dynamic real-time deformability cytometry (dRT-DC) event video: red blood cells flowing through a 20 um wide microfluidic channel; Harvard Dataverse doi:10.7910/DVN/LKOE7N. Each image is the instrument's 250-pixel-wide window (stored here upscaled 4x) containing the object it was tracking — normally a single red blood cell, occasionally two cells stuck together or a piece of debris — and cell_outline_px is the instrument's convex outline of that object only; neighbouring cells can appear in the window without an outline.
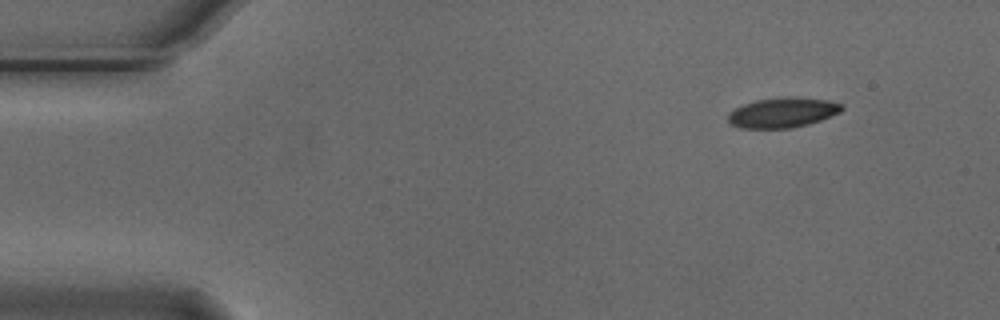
{"species": "Egyptian fruit bat (a non-hibernating species)", "species_latin": "Rousettus aegyptiacus", "temperature_condition": "cold", "stored_images_in_passage": 50, "camera_frame_rate_fps": 3000, "um_per_image_px": 0.085, "animal": {"sex": "male"}, "frame": {"image": 1, "passage_image": 1, "time_ms": 0.0, "image_size_px": [1000, 320], "cell_outline_px": [[844, 108], [840, 112], [820, 120], [808, 124], [792, 128], [740, 128], [728, 124], [728, 112], [744, 104], [756, 100], [788, 96], [828, 100], [844, 104]], "centroid_in_image_um": [66.51, 9.57], "position_along_channel_um": 18.5, "area_um2": 20.0}}
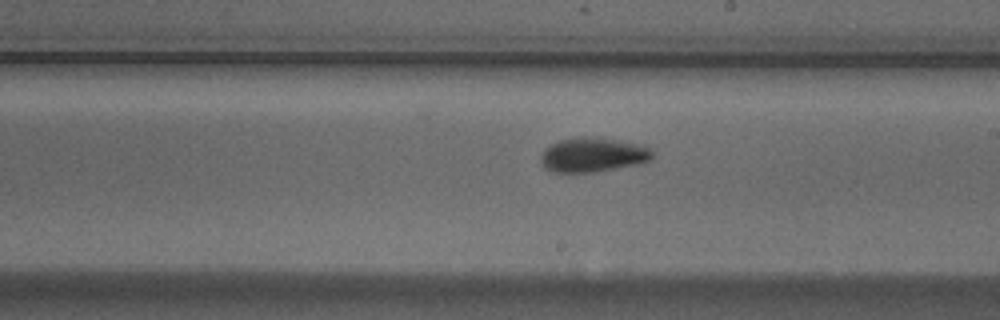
{"frame": {"image": 2, "passage_image": 26, "time_ms": 8.333, "image_size_px": [1000, 320], "cell_outline_px": [[652, 156], [648, 160], [636, 164], [596, 172], [552, 172], [544, 168], [540, 164], [540, 156], [544, 148], [560, 140], [584, 136], [644, 144], [652, 152]], "centroid_in_image_um": [50.33, 13.17], "position_along_channel_um": 238.7, "area_um2": 22.25}}
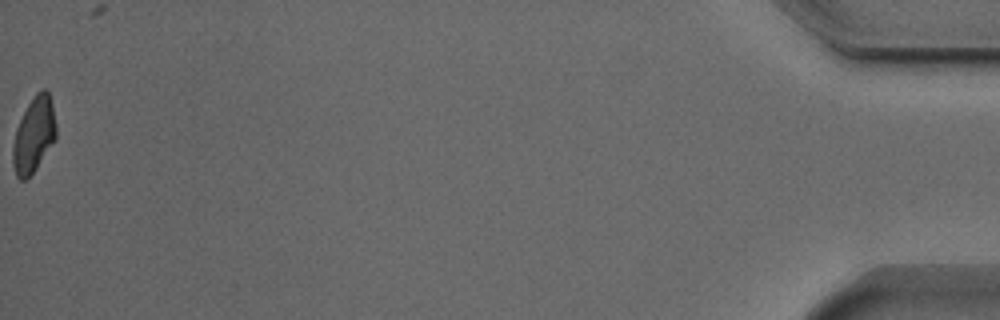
{"frame": {"image": 3, "passage_image": 50, "time_ms": 16.333, "image_size_px": [1000, 320], "cell_outline_px": [[56, 140], [36, 168], [24, 180], [20, 180], [16, 176], [12, 164], [12, 148], [16, 128], [28, 104], [36, 92], [44, 88], [48, 88], [52, 104], [56, 124]], "centroid_in_image_um": [2.88, 11.44], "position_along_channel_um": 432.3, "area_um2": 19.07}, "authors_computed_cell_mechanics": {"area_um2": 20.5768, "velocity_mm_per_s": 3.7446, "shape_relaxation_time_tau1_ms": 4.3653, "shape_relaxation_time_tau2_ms": 5.5422, "deformation_change_tau1": 0.1404, "deformation_change_tau2": 0.1006}}